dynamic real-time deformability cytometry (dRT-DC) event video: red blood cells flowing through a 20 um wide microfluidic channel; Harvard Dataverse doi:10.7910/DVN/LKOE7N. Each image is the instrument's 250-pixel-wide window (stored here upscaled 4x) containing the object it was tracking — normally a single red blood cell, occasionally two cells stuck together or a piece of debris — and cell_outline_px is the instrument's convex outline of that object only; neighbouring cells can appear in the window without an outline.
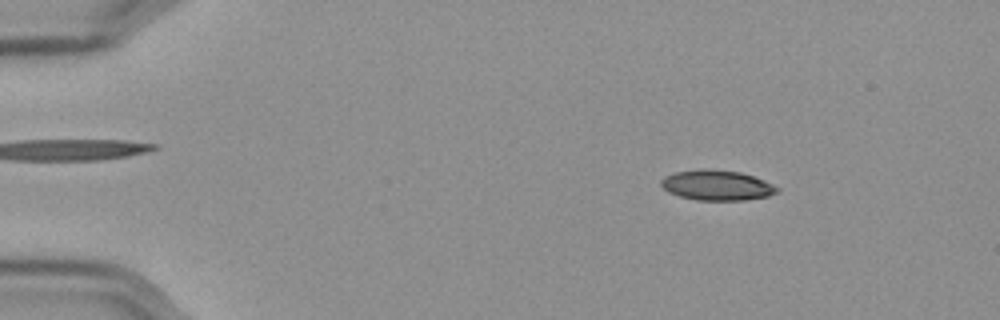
{"species": "Egyptian fruit bat (a non-hibernating species)", "species_latin": "Rousettus aegyptiacus", "temperature_condition": "cold", "stored_images_in_passage": 57, "camera_frame_rate_fps": 3000, "um_per_image_px": 0.085, "frame": {"image": 1, "passage_image": 8, "time_ms": 2.333, "image_size_px": [1000, 320], "cell_outline_px": [[780, 188], [776, 192], [768, 196], [744, 200], [696, 200], [680, 196], [668, 192], [660, 184], [660, 180], [664, 176], [676, 172], [740, 172], [764, 180]], "centroid_in_image_um": [60.95, 15.8], "position_along_channel_um": 24.0, "area_um2": 19.42}}
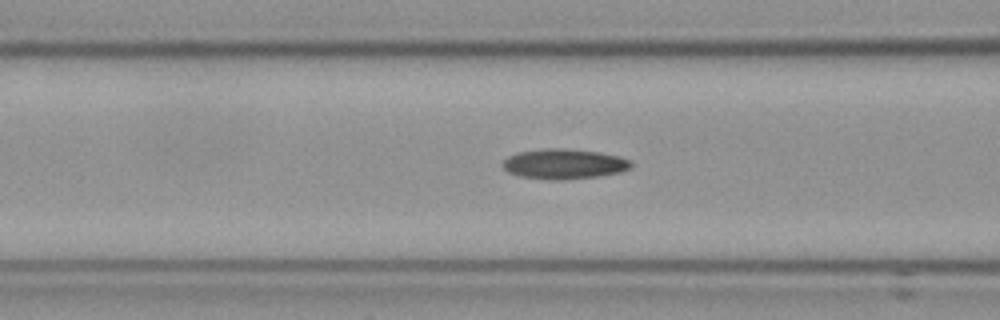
{"frame": {"image": 2, "passage_image": 23, "time_ms": 7.333, "image_size_px": [1000, 320], "cell_outline_px": [[632, 168], [620, 172], [600, 176], [556, 180], [552, 180], [520, 176], [504, 168], [504, 160], [508, 156], [516, 152], [544, 148], [564, 148], [600, 152], [620, 156], [632, 160]], "centroid_in_image_um": [48.01, 13.92], "position_along_channel_um": 118.6, "area_um2": 22.54}}
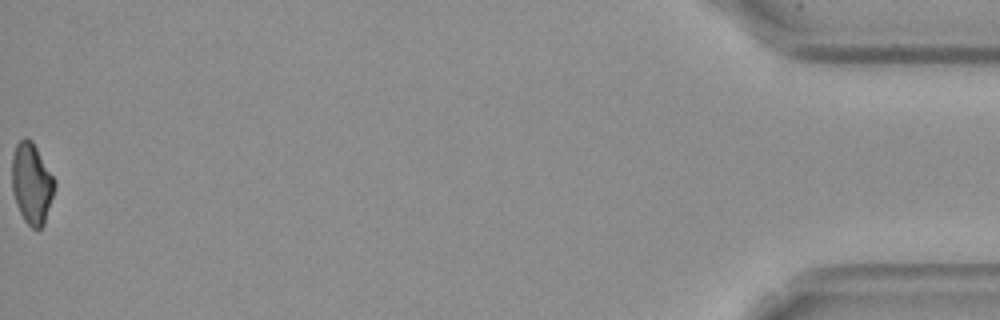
{"frame": {"image": 3, "passage_image": 57, "time_ms": 18.667, "image_size_px": [1000, 320], "cell_outline_px": [[56, 184], [44, 224], [40, 228], [32, 228], [24, 220], [16, 204], [12, 192], [12, 156], [16, 144], [24, 136], [28, 136], [32, 140], [56, 180]], "centroid_in_image_um": [2.69, 15.55], "position_along_channel_um": 432.5, "area_um2": 20.23}, "authors_computed_cell_mechanics": {"area_um2": 20.808, "velocity_mm_per_s": 3.5871, "shape_relaxation_time_tau1_ms": 6.2733, "shape_relaxation_time_tau2_ms": 6.2214, "deformation_change_tau1": 0.1287, "deformation_change_tau2": 0.1198}}